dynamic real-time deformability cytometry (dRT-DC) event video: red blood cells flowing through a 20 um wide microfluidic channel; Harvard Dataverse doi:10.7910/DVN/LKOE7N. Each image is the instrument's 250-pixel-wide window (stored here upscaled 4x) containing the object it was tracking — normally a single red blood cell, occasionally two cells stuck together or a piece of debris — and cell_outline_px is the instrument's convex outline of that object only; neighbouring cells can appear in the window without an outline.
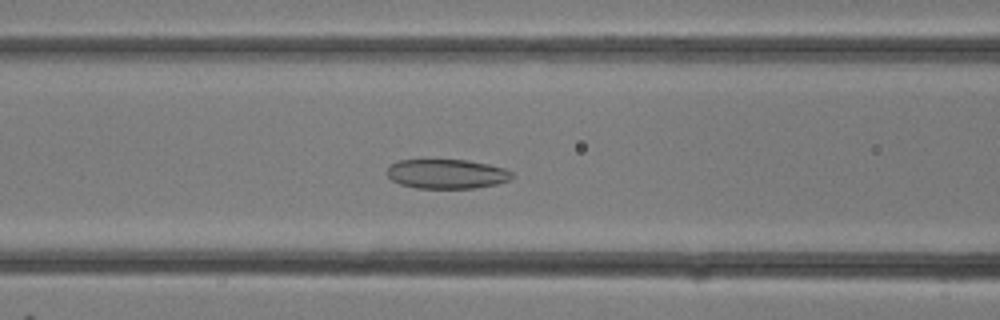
{"species": "common noctule bat (a hibernating species)", "species_latin": "Nyctalus noctula", "temperature_condition": "room temperature", "stored_images_in_passage": 25, "camera_frame_rate_fps": 3000, "um_per_image_px": 0.085, "animal": {"sex": "female"}, "frame": {"image": 1, "passage_image": 8, "time_ms": 2.333, "image_size_px": [1000, 320], "cell_outline_px": [[512, 176], [508, 180], [496, 184], [476, 188], [416, 188], [400, 184], [392, 180], [388, 176], [388, 168], [396, 160], [468, 160], [488, 164], [504, 168], [512, 172]], "centroid_in_image_um": [37.97, 14.78], "position_along_channel_um": 128.6, "area_um2": 21.33}}
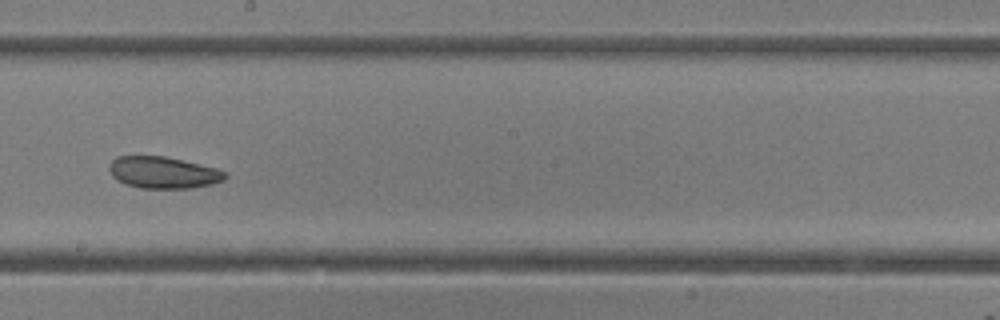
{"frame": {"image": 2, "passage_image": 13, "time_ms": 4.0, "image_size_px": [1000, 320], "cell_outline_px": [[228, 176], [224, 180], [212, 184], [188, 188], [140, 188], [124, 184], [116, 180], [112, 176], [108, 168], [112, 160], [116, 156], [164, 156], [216, 168], [228, 172]], "centroid_in_image_um": [13.86, 14.67], "position_along_channel_um": 234.3, "area_um2": 21.5}}
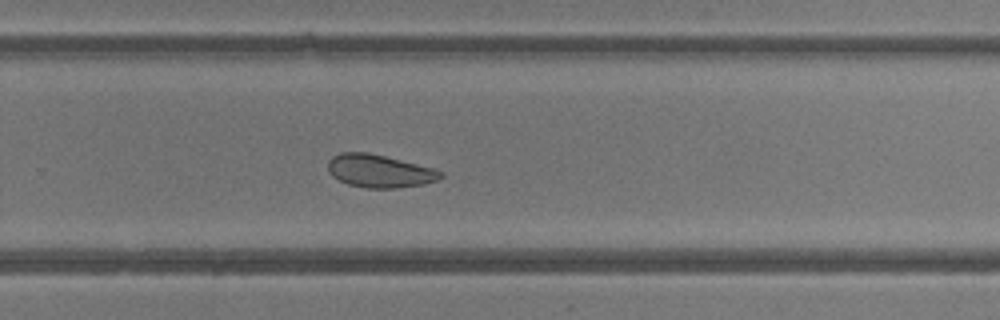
{"frame": {"image": 3, "passage_image": 16, "time_ms": 5.0, "image_size_px": [1000, 320], "cell_outline_px": [[444, 176], [436, 180], [424, 184], [396, 188], [368, 188], [348, 184], [332, 176], [328, 172], [328, 160], [332, 156], [340, 152], [368, 152], [432, 168], [444, 172]], "centroid_in_image_um": [32.23, 14.53], "position_along_channel_um": 297.6, "area_um2": 21.5}}